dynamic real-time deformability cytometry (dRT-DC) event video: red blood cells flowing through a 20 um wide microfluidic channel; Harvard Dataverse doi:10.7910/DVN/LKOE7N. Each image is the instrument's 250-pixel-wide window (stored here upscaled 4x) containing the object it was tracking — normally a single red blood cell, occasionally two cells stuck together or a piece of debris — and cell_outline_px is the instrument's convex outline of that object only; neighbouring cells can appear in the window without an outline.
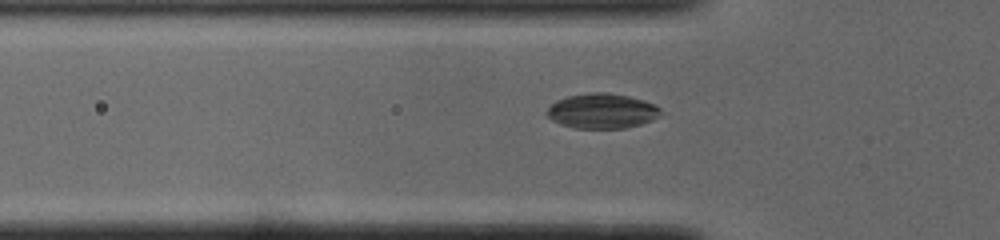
{"species": "common noctule bat (a hibernating species)", "species_latin": "Nyctalus noctula", "temperature_condition": "cold", "stored_images_in_passage": 29, "camera_frame_rate_fps": 3000, "um_per_image_px": 0.085, "animal": {"sex": "male", "body_mass_g": 19.0, "forearm_length_mm": 50.8}, "frame": {"image": 1, "passage_image": 3, "time_ms": 0.667, "image_size_px": [1000, 240], "cell_outline_px": [[660, 116], [652, 120], [640, 124], [624, 128], [576, 128], [560, 124], [552, 120], [544, 112], [556, 100], [568, 96], [588, 92], [608, 92], [628, 96], [644, 100], [656, 104], [660, 108]], "centroid_in_image_um": [51.17, 9.42], "position_along_channel_um": 74.6, "area_um2": 23.29}}
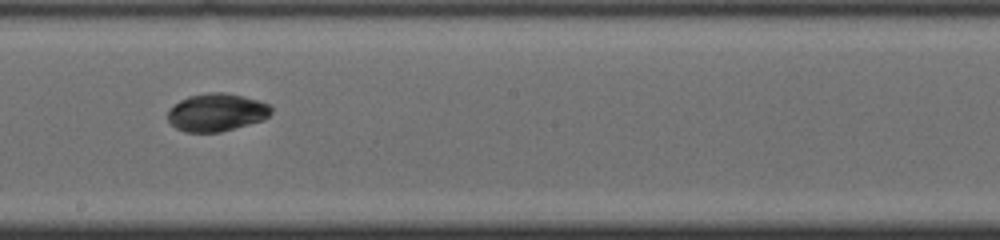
{"frame": {"image": 2, "passage_image": 15, "time_ms": 4.667, "image_size_px": [1000, 240], "cell_outline_px": [[272, 112], [264, 120], [220, 132], [184, 132], [176, 128], [168, 120], [168, 112], [180, 100], [188, 96], [208, 92], [224, 92], [244, 96], [268, 104], [272, 108]], "centroid_in_image_um": [18.42, 9.55], "position_along_channel_um": 229.8, "area_um2": 22.72}}
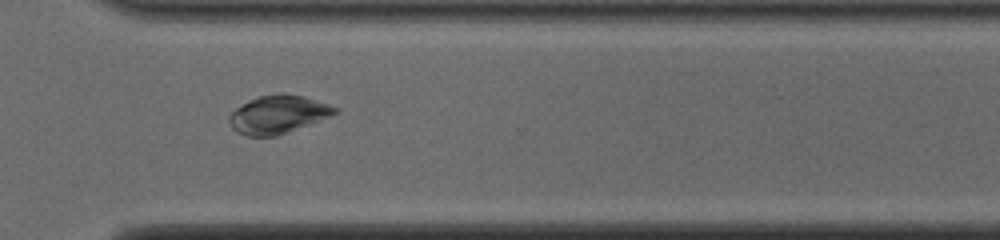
{"frame": {"image": 3, "passage_image": 24, "time_ms": 7.667, "image_size_px": [1000, 240], "cell_outline_px": [[340, 112], [332, 116], [276, 136], [248, 136], [236, 132], [232, 128], [228, 120], [228, 116], [236, 108], [248, 100], [260, 96], [280, 92], [284, 92], [304, 96], [336, 108]], "centroid_in_image_um": [23.61, 9.72], "position_along_channel_um": 347.0, "area_um2": 23.47}}